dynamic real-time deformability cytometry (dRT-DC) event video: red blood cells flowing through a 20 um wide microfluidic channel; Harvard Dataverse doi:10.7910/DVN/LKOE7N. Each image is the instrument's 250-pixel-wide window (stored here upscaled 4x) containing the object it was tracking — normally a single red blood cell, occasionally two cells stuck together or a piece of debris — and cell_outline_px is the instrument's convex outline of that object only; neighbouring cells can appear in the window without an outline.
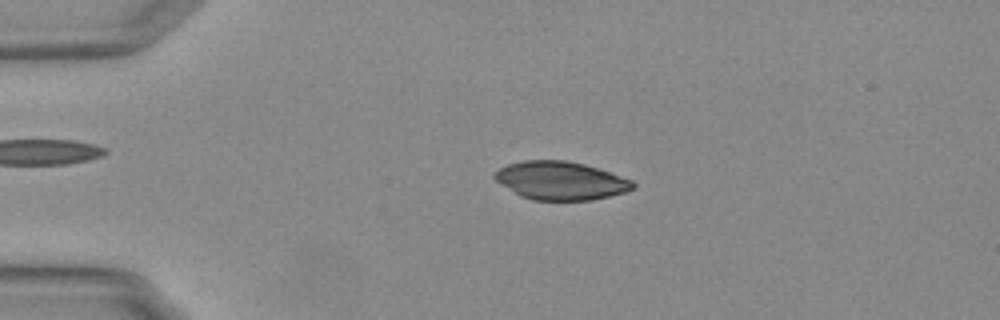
{"species": "Egyptian fruit bat (a non-hibernating species)", "species_latin": "Rousettus aegyptiacus", "temperature_condition": "warm", "stored_images_in_passage": 54, "camera_frame_rate_fps": 3000, "um_per_image_px": 0.085, "animal": {"sex": "female"}, "frame": {"image": 1, "passage_image": 12, "time_ms": 3.667, "image_size_px": [1000, 320], "cell_outline_px": [[636, 188], [624, 192], [592, 200], [532, 200], [520, 196], [500, 184], [492, 176], [500, 168], [508, 164], [524, 160], [564, 160], [584, 164], [632, 180], [636, 184]], "centroid_in_image_um": [47.64, 15.36], "position_along_channel_um": 37.4, "area_um2": 30.69}}
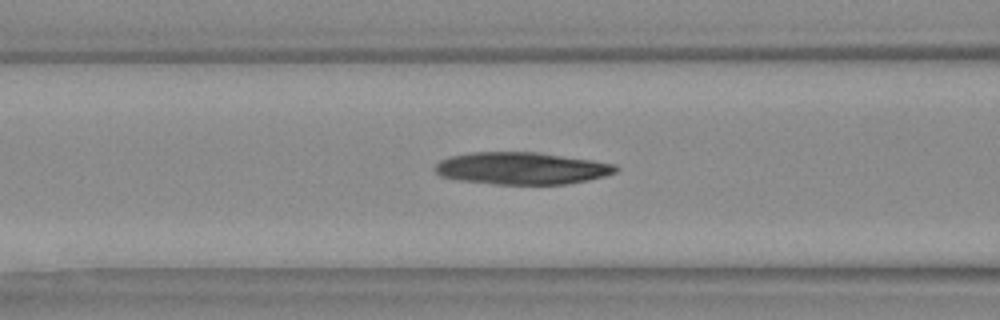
{"frame": {"image": 2, "passage_image": 22, "time_ms": 7.0, "image_size_px": [1000, 320], "cell_outline_px": [[620, 168], [616, 172], [604, 176], [588, 180], [564, 184], [496, 184], [460, 180], [440, 176], [436, 172], [436, 164], [440, 160], [452, 156], [472, 152], [540, 152], [592, 160], [616, 164]], "centroid_in_image_um": [44.38, 14.3], "position_along_channel_um": 122.2, "area_um2": 33.81}}
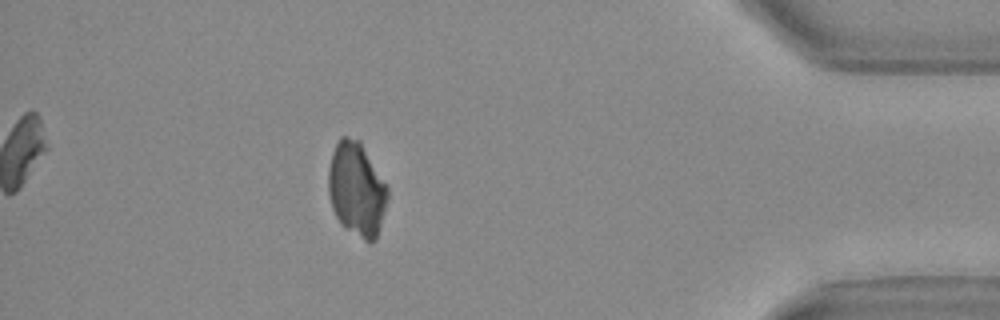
{"frame": {"image": 3, "passage_image": 48, "time_ms": 15.667, "image_size_px": [1000, 320], "cell_outline_px": [[388, 200], [376, 240], [364, 240], [348, 228], [336, 216], [332, 208], [328, 192], [328, 168], [332, 152], [340, 136], [348, 136], [360, 140], [388, 188]], "centroid_in_image_um": [30.31, 16.03], "position_along_channel_um": 404.9, "area_um2": 32.14}}